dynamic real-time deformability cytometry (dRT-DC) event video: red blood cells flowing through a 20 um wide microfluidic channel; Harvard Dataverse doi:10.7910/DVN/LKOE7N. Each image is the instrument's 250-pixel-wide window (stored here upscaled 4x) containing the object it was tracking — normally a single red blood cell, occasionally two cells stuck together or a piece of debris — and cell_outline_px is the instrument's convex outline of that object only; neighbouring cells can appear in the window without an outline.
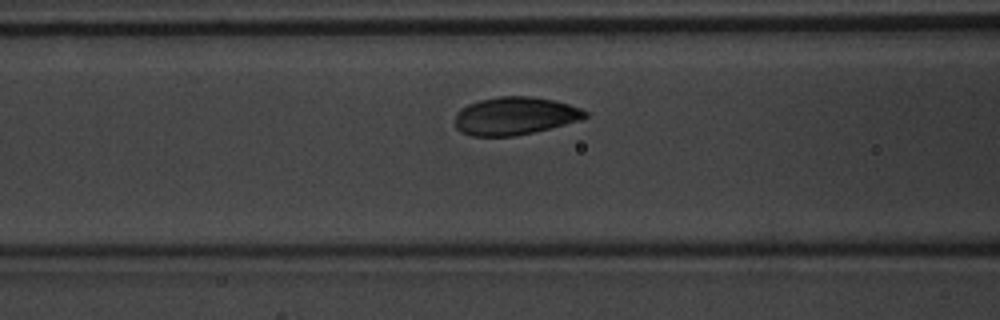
{"species": "common noctule bat (a hibernating species)", "species_latin": "Nyctalus noctula", "temperature_condition": "warm", "stored_images_in_passage": 40, "camera_frame_rate_fps": 3000, "um_per_image_px": 0.085, "animal": {"sex": "male", "body_mass_g": 20.1, "forearm_length_mm": 53.5}, "frame": {"image": 1, "passage_image": 11, "time_ms": 3.333, "image_size_px": [1000, 320], "cell_outline_px": [[588, 116], [564, 124], [536, 132], [516, 136], [472, 136], [460, 132], [456, 128], [456, 112], [460, 108], [468, 104], [480, 100], [500, 96], [528, 96], [556, 100], [580, 108], [588, 112]], "centroid_in_image_um": [43.74, 9.85], "position_along_channel_um": 122.9, "area_um2": 28.73}}
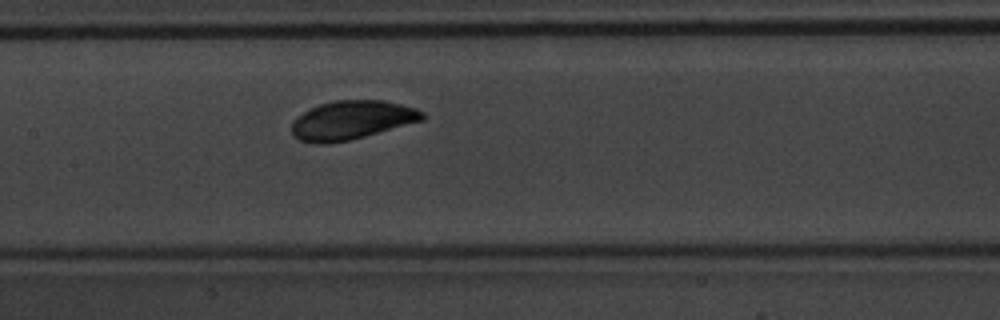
{"frame": {"image": 2, "passage_image": 15, "time_ms": 4.667, "image_size_px": [1000, 320], "cell_outline_px": [[424, 120], [364, 136], [348, 140], [328, 144], [312, 144], [300, 140], [292, 136], [292, 120], [304, 112], [320, 104], [332, 100], [384, 100], [416, 108], [424, 112]], "centroid_in_image_um": [29.87, 10.21], "position_along_channel_um": 177.5, "area_um2": 29.54}}
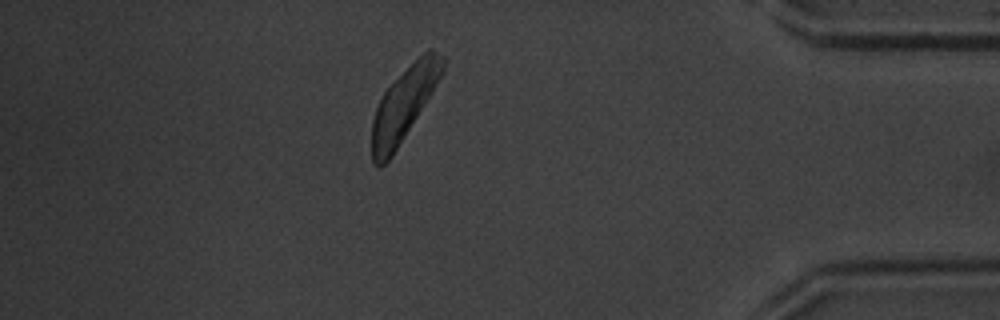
{"frame": {"image": 3, "passage_image": 34, "time_ms": 11.0, "image_size_px": [1000, 320], "cell_outline_px": [[444, 72], [432, 92], [392, 156], [380, 168], [376, 168], [372, 164], [372, 120], [376, 108], [384, 92], [428, 48], [432, 48], [444, 56]], "centroid_in_image_um": [34.33, 8.89], "position_along_channel_um": 400.9, "area_um2": 29.42}, "authors_computed_cell_mechanics": {"area_um2": 29.6803, "velocity_mm_per_s": 4.0919, "shape_relaxation_time_tau1_ms": 0.4511, "shape_relaxation_time_tau2_ms": null, "deformation_change_tau1": 0.0249, "deformation_change_tau2": null}}